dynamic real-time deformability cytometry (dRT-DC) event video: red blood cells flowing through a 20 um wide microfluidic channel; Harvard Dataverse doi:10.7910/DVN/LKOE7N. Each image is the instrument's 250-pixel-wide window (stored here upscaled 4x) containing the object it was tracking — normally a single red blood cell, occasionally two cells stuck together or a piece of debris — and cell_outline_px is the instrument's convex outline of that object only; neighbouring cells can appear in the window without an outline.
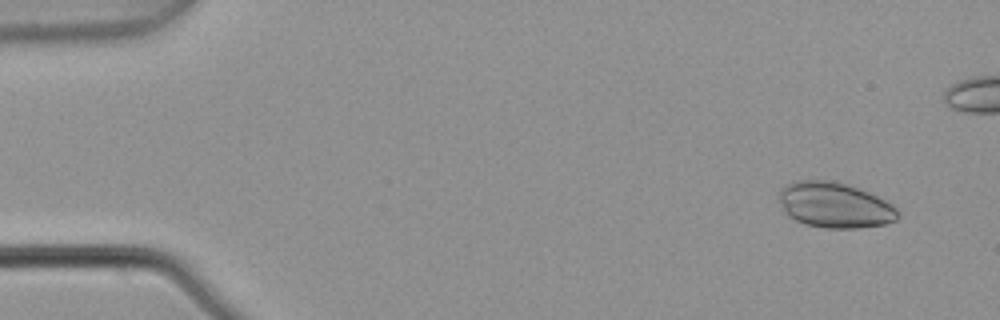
{"species": "common noctule bat (a hibernating species)", "species_latin": "Nyctalus noctula", "temperature_condition": "warm", "stored_images_in_passage": 5, "camera_frame_rate_fps": 3000, "um_per_image_px": 0.085, "animal": {"sex": "male", "body_mass_g": 21.5, "forearm_length_mm": 52.0}, "frame": {"image": 1, "passage_image": 1, "time_ms": 0.0, "image_size_px": [1000, 320], "cell_outline_px": [[900, 216], [896, 220], [884, 224], [860, 228], [824, 228], [808, 224], [796, 220], [788, 216], [784, 212], [780, 200], [780, 188], [796, 180], [836, 180], [868, 192], [892, 204], [900, 212]], "centroid_in_image_um": [70.96, 17.43], "position_along_channel_um": 14.0, "area_um2": 31.5}}